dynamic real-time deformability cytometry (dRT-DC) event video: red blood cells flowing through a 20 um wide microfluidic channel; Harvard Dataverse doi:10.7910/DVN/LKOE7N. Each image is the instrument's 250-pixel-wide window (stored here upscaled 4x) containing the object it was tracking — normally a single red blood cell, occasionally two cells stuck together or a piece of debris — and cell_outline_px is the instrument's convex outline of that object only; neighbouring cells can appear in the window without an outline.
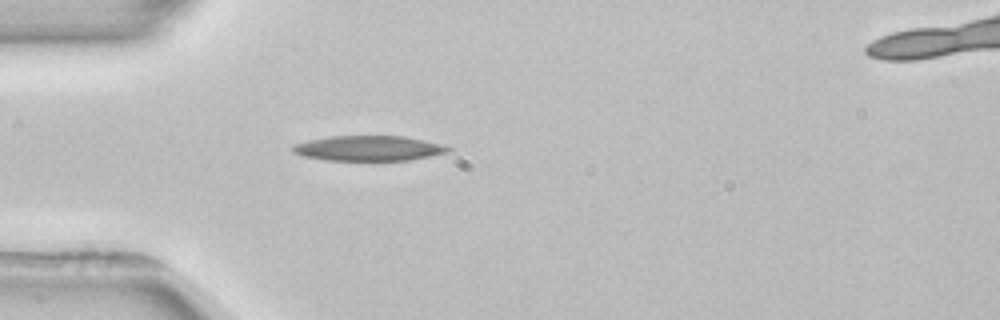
{"species": "common noctule bat (a hibernating species)", "species_latin": "Nyctalus noctula", "temperature_condition": "room temperature", "stored_images_in_passage": 2, "camera_frame_rate_fps": 3000, "um_per_image_px": 0.085, "animal": {"sex": "female", "body_mass_g": 22.7, "forearm_length_mm": 54.2}, "frame": {"image": 1, "passage_image": 2, "time_ms": 1.333, "image_size_px": [1000, 320], "cell_outline_px": [[452, 148], [448, 152], [408, 160], [324, 160], [304, 156], [292, 152], [292, 144], [308, 140], [328, 136], [404, 136], [424, 140], [440, 144]], "centroid_in_image_um": [31.28, 12.6], "position_along_channel_um": 53.7, "area_um2": 22.66}}